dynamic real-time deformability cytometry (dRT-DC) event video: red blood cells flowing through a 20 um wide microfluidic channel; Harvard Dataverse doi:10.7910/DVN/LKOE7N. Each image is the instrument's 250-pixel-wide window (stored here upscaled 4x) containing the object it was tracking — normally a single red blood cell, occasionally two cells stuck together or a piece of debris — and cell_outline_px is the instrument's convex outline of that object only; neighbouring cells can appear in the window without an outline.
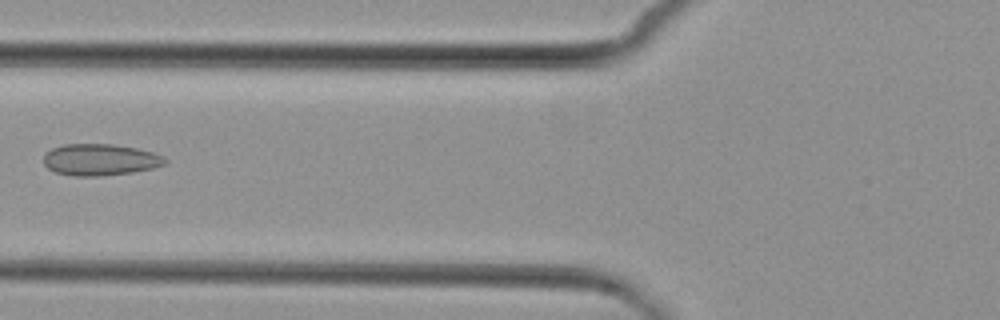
{"species": "common noctule bat (a hibernating species)", "species_latin": "Nyctalus noctula", "temperature_condition": "cold", "stored_images_in_passage": 6, "camera_frame_rate_fps": 3000, "um_per_image_px": 0.085, "animal": {"sex": "female", "body_mass_g": 29.2, "forearm_length_mm": 56.3}, "frame": {"image": 1, "passage_image": 6, "time_ms": 7.0, "image_size_px": [1000, 320], "cell_outline_px": [[168, 160], [164, 164], [152, 168], [132, 172], [100, 176], [72, 176], [56, 172], [48, 168], [44, 164], [44, 152], [52, 148], [64, 144], [112, 144], [136, 148], [152, 152], [164, 156]], "centroid_in_image_um": [8.49, 13.57], "position_along_channel_um": 117.3, "area_um2": 22.37}}